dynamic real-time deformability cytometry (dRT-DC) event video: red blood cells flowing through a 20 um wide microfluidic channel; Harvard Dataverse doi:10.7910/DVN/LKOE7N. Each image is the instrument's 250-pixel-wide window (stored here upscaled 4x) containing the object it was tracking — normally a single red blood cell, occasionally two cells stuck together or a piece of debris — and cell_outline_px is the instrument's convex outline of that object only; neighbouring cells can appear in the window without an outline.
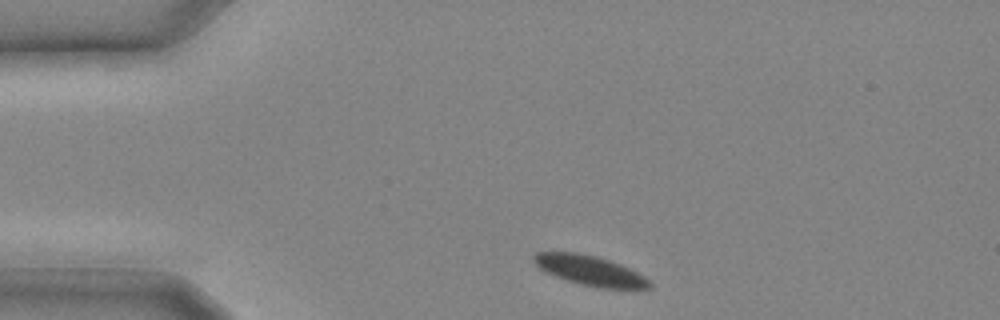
{"species": "common noctule bat (a hibernating species)", "species_latin": "Nyctalus noctula", "temperature_condition": "cold", "stored_images_in_passage": 11, "camera_frame_rate_fps": 3000, "um_per_image_px": 0.085, "animal": {"sex": "male", "body_mass_g": 20.4}, "frame": {"image": 1, "passage_image": 1, "time_ms": 0.0, "image_size_px": [1000, 320], "cell_outline_px": [[652, 288], [596, 288], [580, 284], [556, 276], [540, 268], [536, 264], [532, 256], [536, 252], [576, 252], [596, 256], [620, 264], [644, 276], [652, 284]], "centroid_in_image_um": [50.15, 22.99], "position_along_channel_um": 34.8, "area_um2": 19.83}}
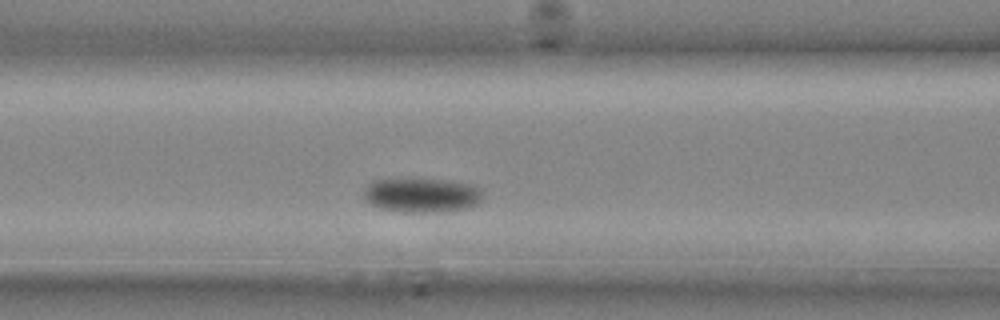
{"frame": {"image": 2, "passage_image": 7, "time_ms": 2.0, "image_size_px": [1000, 320], "cell_outline_px": [[484, 200], [468, 208], [436, 212], [404, 212], [380, 208], [372, 204], [364, 196], [364, 188], [372, 180], [436, 180], [476, 184], [484, 192]], "centroid_in_image_um": [35.93, 16.6], "position_along_channel_um": 130.7, "area_um2": 23.7}}
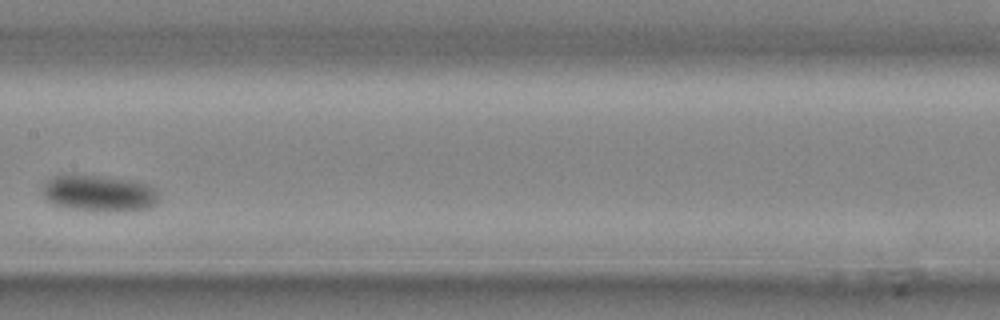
{"frame": {"image": 3, "passage_image": 10, "time_ms": 3.0, "image_size_px": [1000, 320], "cell_outline_px": [[160, 200], [152, 208], [120, 212], [108, 212], [68, 208], [52, 204], [40, 192], [44, 184], [52, 176], [100, 176], [136, 180], [148, 184], [156, 188]], "centroid_in_image_um": [8.49, 16.45], "position_along_channel_um": 198.9, "area_um2": 25.09}}